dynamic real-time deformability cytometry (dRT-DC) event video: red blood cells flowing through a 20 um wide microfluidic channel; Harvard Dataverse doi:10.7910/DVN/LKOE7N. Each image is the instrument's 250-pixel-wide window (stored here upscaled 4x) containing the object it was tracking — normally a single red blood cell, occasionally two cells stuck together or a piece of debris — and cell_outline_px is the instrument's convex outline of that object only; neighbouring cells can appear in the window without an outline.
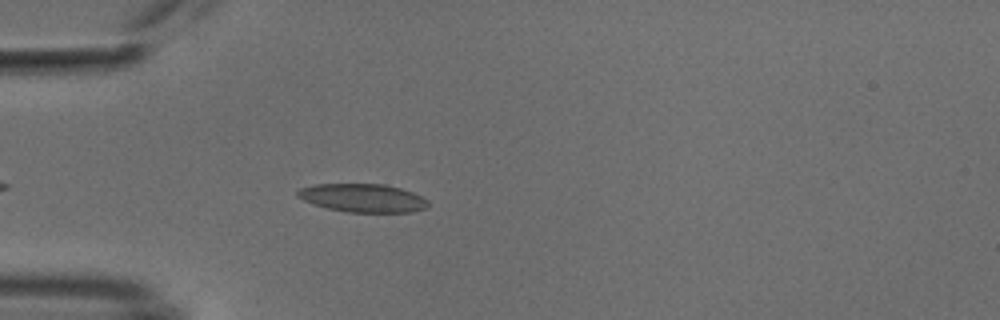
{"species": "common noctule bat (a hibernating species)", "species_latin": "Nyctalus noctula", "temperature_condition": "cold", "stored_images_in_passage": 44, "camera_frame_rate_fps": 3000, "um_per_image_px": 0.085, "animal": {"sex": "male", "body_mass_g": 18.8}, "frame": {"image": 1, "passage_image": 6, "time_ms": 1.667, "image_size_px": [1000, 320], "cell_outline_px": [[428, 204], [424, 208], [408, 212], [348, 212], [328, 208], [312, 204], [296, 196], [296, 192], [300, 188], [316, 184], [384, 184], [400, 188], [412, 192], [428, 200]], "centroid_in_image_um": [30.8, 16.82], "position_along_channel_um": 54.2, "area_um2": 21.39}}
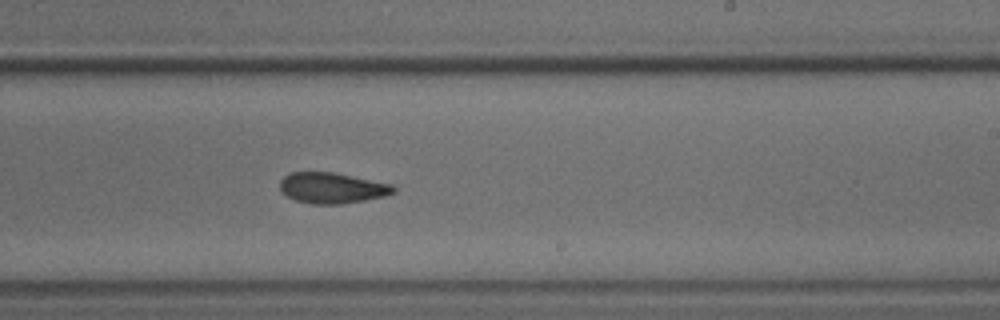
{"frame": {"image": 2, "passage_image": 23, "time_ms": 7.333, "image_size_px": [1000, 320], "cell_outline_px": [[396, 192], [384, 196], [364, 200], [340, 204], [316, 204], [296, 200], [280, 192], [280, 180], [288, 172], [332, 172], [392, 184], [396, 188]], "centroid_in_image_um": [28.21, 15.97], "position_along_channel_um": 260.8, "area_um2": 20.29}}
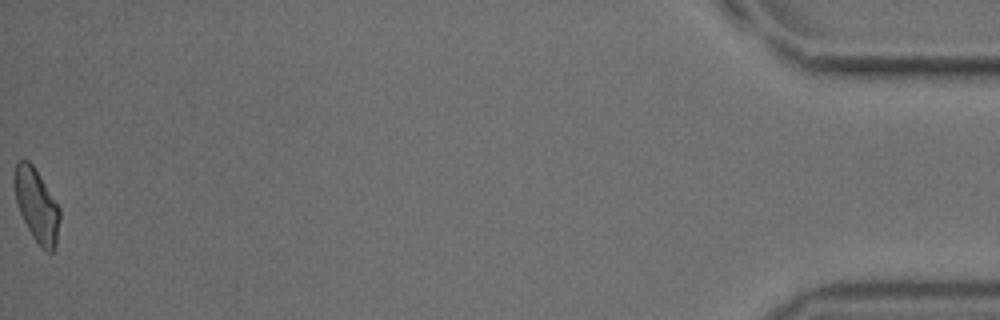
{"frame": {"image": 3, "passage_image": 44, "time_ms": 14.333, "image_size_px": [1000, 320], "cell_outline_px": [[60, 220], [56, 248], [52, 252], [48, 252], [40, 248], [32, 236], [20, 212], [16, 200], [12, 180], [12, 176], [16, 160], [28, 160], [32, 164], [60, 208]], "centroid_in_image_um": [3.1, 17.46], "position_along_channel_um": 432.1, "area_um2": 19.54}, "authors_computed_cell_mechanics": {"area_um2": 20.3456, "velocity_mm_per_s": 3.8, "shape_relaxation_time_tau1_ms": null, "shape_relaxation_time_tau2_ms": 3.0711, "deformation_change_tau1": null, "deformation_change_tau2": 0.0949}}